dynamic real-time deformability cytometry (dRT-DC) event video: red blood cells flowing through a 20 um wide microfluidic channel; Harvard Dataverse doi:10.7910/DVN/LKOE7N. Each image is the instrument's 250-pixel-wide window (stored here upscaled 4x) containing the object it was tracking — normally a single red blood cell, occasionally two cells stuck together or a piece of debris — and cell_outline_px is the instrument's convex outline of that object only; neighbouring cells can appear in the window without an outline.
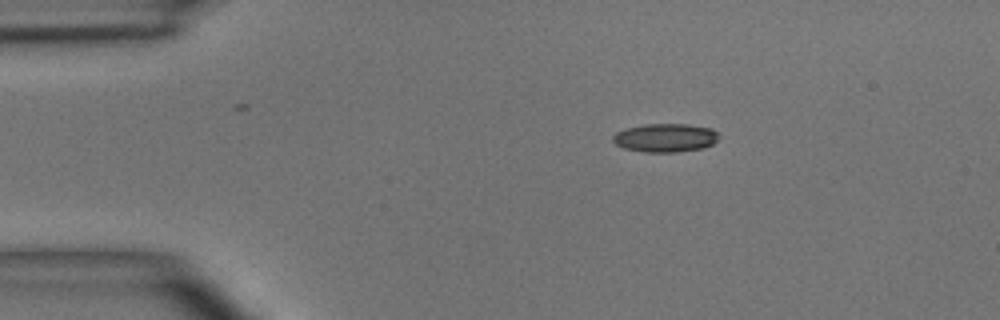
{"species": "common noctule bat (a hibernating species)", "species_latin": "Nyctalus noctula", "temperature_condition": "room temperature", "stored_images_in_passage": 7, "camera_frame_rate_fps": 3000, "um_per_image_px": 0.085, "animal": {"sex": "male", "body_mass_g": 15.6}, "frame": {"image": 1, "passage_image": 1, "time_ms": 0.0, "image_size_px": [1000, 320], "cell_outline_px": [[720, 136], [712, 144], [704, 148], [676, 152], [644, 152], [624, 148], [616, 144], [612, 140], [612, 136], [616, 132], [628, 128], [644, 124], [688, 124], [712, 128]], "centroid_in_image_um": [56.56, 11.71], "position_along_channel_um": 28.4, "area_um2": 17.63}}
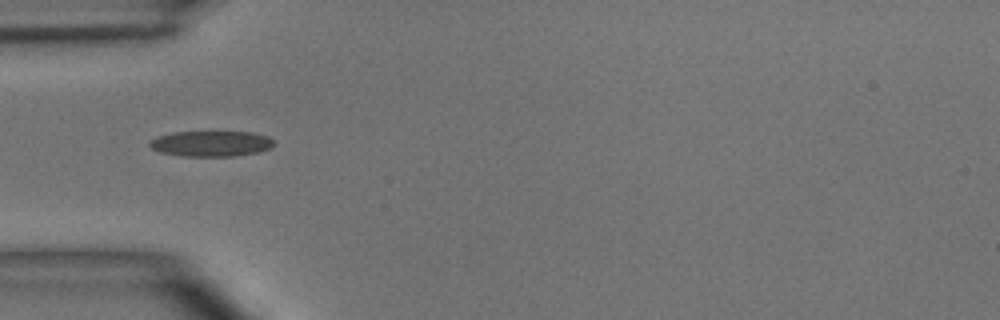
{"frame": {"image": 2, "passage_image": 3, "time_ms": 2.333, "image_size_px": [1000, 320], "cell_outline_px": [[272, 144], [268, 148], [256, 152], [232, 156], [180, 156], [160, 152], [152, 148], [148, 144], [152, 140], [160, 136], [172, 132], [252, 132], [268, 136], [272, 140]], "centroid_in_image_um": [17.91, 12.2], "position_along_channel_um": 67.1, "area_um2": 18.21}}
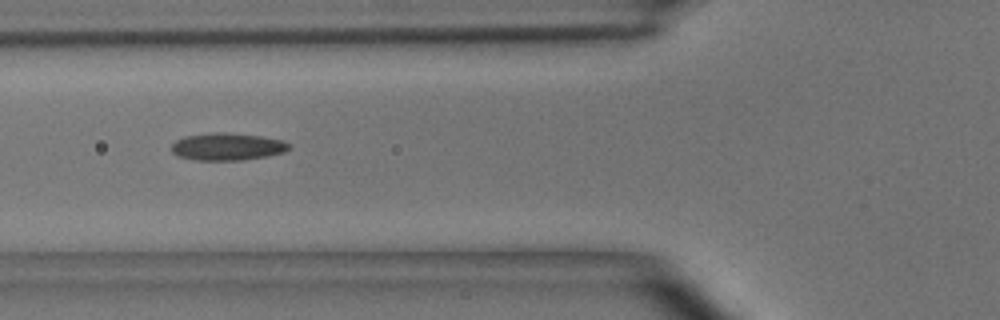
{"frame": {"image": 3, "passage_image": 4, "time_ms": 3.333, "image_size_px": [1000, 320], "cell_outline_px": [[292, 148], [284, 152], [268, 156], [244, 160], [196, 160], [180, 156], [172, 152], [172, 144], [176, 140], [184, 136], [216, 132], [224, 132], [260, 136], [284, 140]], "centroid_in_image_um": [19.35, 12.46], "position_along_channel_um": 106.4, "area_um2": 18.73}}